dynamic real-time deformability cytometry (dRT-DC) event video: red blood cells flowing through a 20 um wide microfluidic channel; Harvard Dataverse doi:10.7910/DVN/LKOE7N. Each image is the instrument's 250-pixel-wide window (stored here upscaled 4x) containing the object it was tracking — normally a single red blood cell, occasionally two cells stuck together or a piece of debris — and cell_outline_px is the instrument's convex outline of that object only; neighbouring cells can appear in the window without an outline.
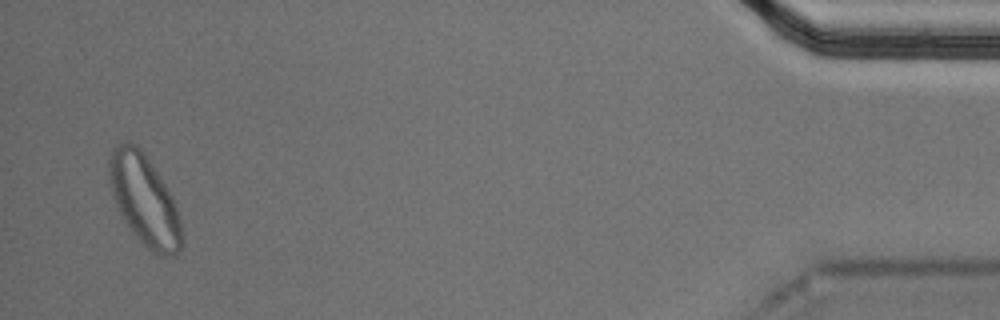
{"species": "Egyptian fruit bat (a non-hibernating species)", "species_latin": "Rousettus aegyptiacus", "temperature_condition": "cold", "stored_images_in_passage": 51, "segment_of_instrument_passage": [2, 2], "camera_frame_rate_fps": 3000, "um_per_image_px": 0.085, "animal": {"sex": "male"}, "frame": {"image": 1, "passage_image": 48, "time_ms": 15.667, "image_size_px": [1000, 320], "cell_outline_px": [[184, 244], [176, 256], [156, 256], [132, 232], [124, 220], [112, 196], [108, 180], [108, 160], [112, 148], [116, 144], [128, 140], [132, 140], [140, 148], [172, 196], [184, 232]], "centroid_in_image_um": [12.27, 17.02], "position_along_channel_um": 422.9, "area_um2": 38.61}}